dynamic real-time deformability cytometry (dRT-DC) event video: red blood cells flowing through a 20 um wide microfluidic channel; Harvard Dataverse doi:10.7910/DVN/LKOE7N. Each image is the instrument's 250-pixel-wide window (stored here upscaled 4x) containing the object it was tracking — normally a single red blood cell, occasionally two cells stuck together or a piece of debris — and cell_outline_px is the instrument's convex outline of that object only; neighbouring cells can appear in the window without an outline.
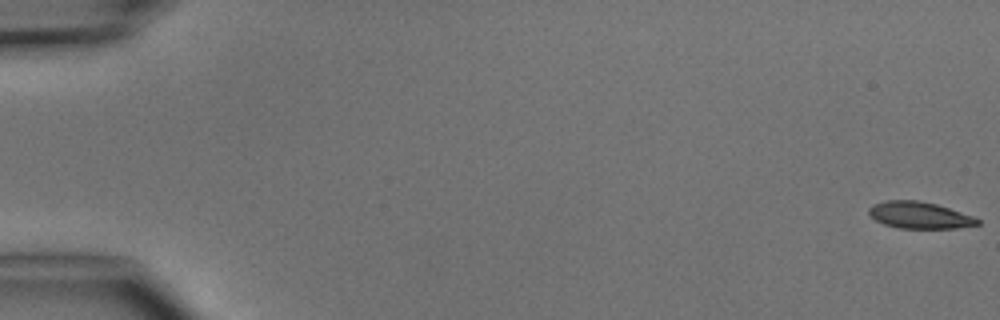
{"species": "common noctule bat (a hibernating species)", "species_latin": "Nyctalus noctula", "temperature_condition": "cold", "stored_images_in_passage": 5, "camera_frame_rate_fps": 3000, "um_per_image_px": 0.085, "animal": {"sex": "male", "body_mass_g": 15.6}, "frame": {"image": 1, "passage_image": 1, "time_ms": 0.0, "image_size_px": [1000, 320], "cell_outline_px": [[980, 224], [956, 228], [900, 228], [884, 224], [876, 220], [868, 212], [868, 208], [872, 204], [884, 200], [920, 200], [936, 204], [976, 216], [980, 220]], "centroid_in_image_um": [78.18, 18.28], "position_along_channel_um": 6.8, "area_um2": 17.05}}